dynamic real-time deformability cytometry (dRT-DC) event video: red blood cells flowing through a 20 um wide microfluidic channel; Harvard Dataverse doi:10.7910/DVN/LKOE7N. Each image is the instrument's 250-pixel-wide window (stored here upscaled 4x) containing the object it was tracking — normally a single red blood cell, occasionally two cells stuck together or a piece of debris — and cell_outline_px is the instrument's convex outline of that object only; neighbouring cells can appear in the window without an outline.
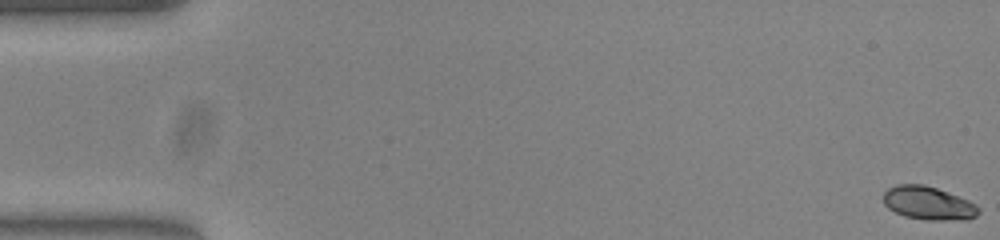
{"species": "common noctule bat (a hibernating species)", "species_latin": "Nyctalus noctula", "temperature_condition": "warm", "stored_images_in_passage": 55, "camera_frame_rate_fps": 3000, "um_per_image_px": 0.085, "animal": {"sex": "female", "body_mass_g": 23.0, "forearm_length_mm": 53.4}, "frame": {"image": 1, "passage_image": 1, "time_ms": 0.0, "image_size_px": [1000, 240], "cell_outline_px": [[980, 212], [976, 216], [968, 220], [928, 220], [904, 216], [888, 208], [884, 204], [880, 196], [888, 188], [896, 184], [924, 184], [948, 192], [968, 200], [976, 204], [980, 208]], "centroid_in_image_um": [78.89, 17.27], "position_along_channel_um": 6.1, "area_um2": 18.79}}
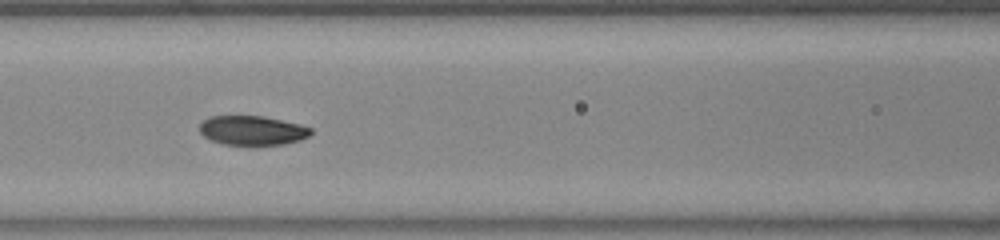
{"frame": {"image": 2, "passage_image": 24, "time_ms": 7.667, "image_size_px": [1000, 240], "cell_outline_px": [[312, 132], [308, 136], [300, 140], [284, 144], [256, 148], [252, 148], [224, 144], [212, 140], [204, 136], [200, 132], [200, 124], [208, 116], [264, 116], [300, 124], [312, 128]], "centroid_in_image_um": [21.47, 11.13], "position_along_channel_um": 145.1, "area_um2": 19.77}}
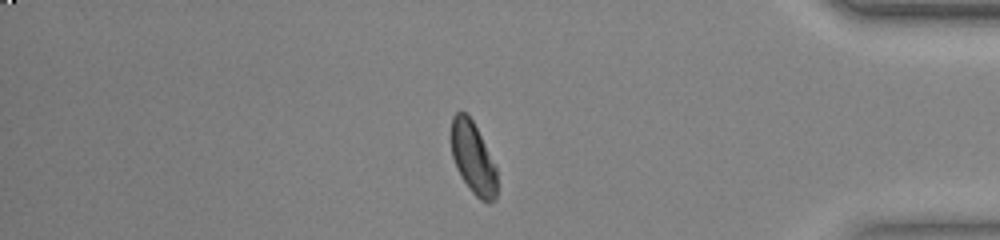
{"frame": {"image": 3, "passage_image": 46, "time_ms": 15.0, "image_size_px": [1000, 240], "cell_outline_px": [[496, 200], [488, 204], [480, 200], [472, 192], [460, 176], [456, 168], [452, 156], [452, 116], [456, 112], [464, 112], [472, 120], [496, 168]], "centroid_in_image_um": [40.2, 13.49], "position_along_channel_um": 395.0, "area_um2": 18.84}, "authors_computed_cell_mechanics": {"area_um2": 19.5364, "velocity_mm_per_s": 3.8416, "shape_relaxation_time_tau1_ms": 2.6226, "shape_relaxation_time_tau2_ms": 2.9305, "deformation_change_tau1": 0.1192, "deformation_change_tau2": 0.0418}}